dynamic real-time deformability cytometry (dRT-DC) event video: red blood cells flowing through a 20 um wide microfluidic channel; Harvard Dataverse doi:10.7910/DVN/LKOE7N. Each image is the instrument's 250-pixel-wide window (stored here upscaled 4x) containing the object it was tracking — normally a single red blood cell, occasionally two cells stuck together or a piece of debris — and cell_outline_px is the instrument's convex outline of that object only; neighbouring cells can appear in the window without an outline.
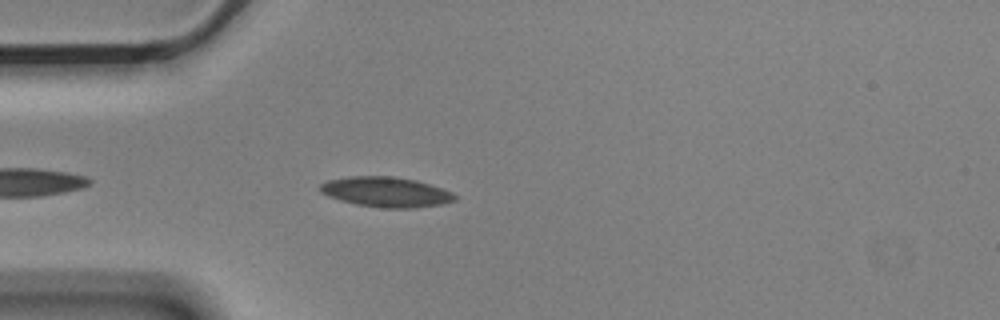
{"species": "Egyptian fruit bat (a non-hibernating species)", "species_latin": "Rousettus aegyptiacus", "temperature_condition": "cold", "stored_images_in_passage": 4, "camera_frame_rate_fps": 3000, "um_per_image_px": 0.085, "animal": {"sex": "male"}, "frame": {"image": 1, "passage_image": 4, "time_ms": 1.0, "image_size_px": [1000, 320], "cell_outline_px": [[456, 200], [440, 204], [416, 208], [380, 208], [356, 204], [340, 200], [328, 196], [320, 192], [320, 184], [328, 180], [348, 176], [392, 176], [416, 180], [452, 192], [456, 196]], "centroid_in_image_um": [32.78, 16.32], "position_along_channel_um": 52.2, "area_um2": 23.58}}